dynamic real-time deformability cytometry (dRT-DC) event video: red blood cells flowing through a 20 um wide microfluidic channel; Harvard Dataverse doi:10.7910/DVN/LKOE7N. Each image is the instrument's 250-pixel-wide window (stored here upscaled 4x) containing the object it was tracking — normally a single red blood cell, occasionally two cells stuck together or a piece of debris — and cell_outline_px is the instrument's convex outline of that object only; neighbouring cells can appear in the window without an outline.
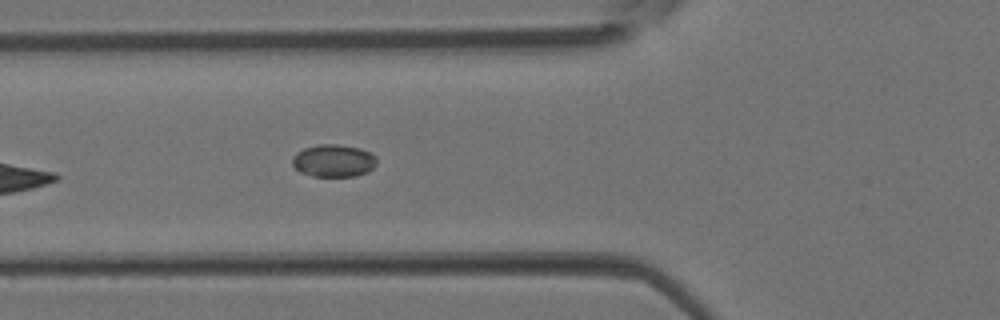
{"species": "Egyptian fruit bat (a non-hibernating species)", "species_latin": "Rousettus aegyptiacus", "temperature_condition": "room temperature", "stored_images_in_passage": 4, "camera_frame_rate_fps": 3000, "um_per_image_px": 0.085, "animal": {"sex": "female"}, "frame": {"image": 1, "passage_image": 4, "time_ms": 1.0, "image_size_px": [1000, 320], "cell_outline_px": [[376, 164], [368, 172], [356, 176], [312, 176], [300, 172], [292, 164], [292, 156], [296, 152], [304, 148], [320, 144], [336, 144], [360, 148], [376, 156]], "centroid_in_image_um": [28.34, 13.66], "position_along_channel_um": 97.5, "area_um2": 16.01}}